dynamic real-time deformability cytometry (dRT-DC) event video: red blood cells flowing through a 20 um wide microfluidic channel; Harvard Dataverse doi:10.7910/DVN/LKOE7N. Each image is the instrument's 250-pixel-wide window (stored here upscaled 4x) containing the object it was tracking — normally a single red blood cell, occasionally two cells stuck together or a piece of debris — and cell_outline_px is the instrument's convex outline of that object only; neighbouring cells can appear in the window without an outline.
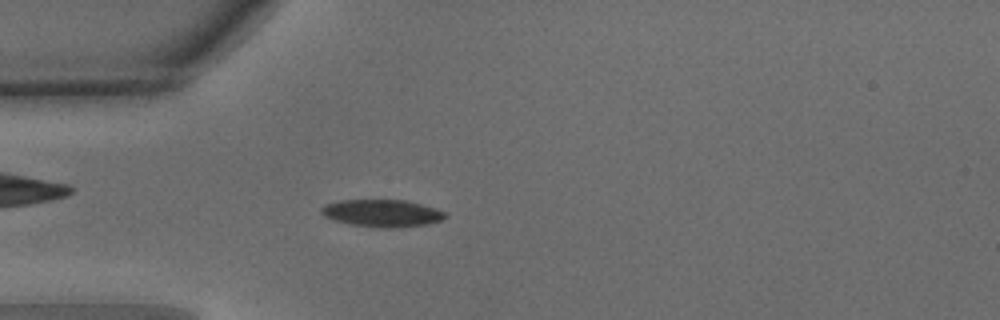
{"species": "common noctule bat (a hibernating species)", "species_latin": "Nyctalus noctula", "temperature_condition": "warm", "stored_images_in_passage": 49, "camera_frame_rate_fps": 3000, "um_per_image_px": 0.085, "animal": {"sex": "male", "body_mass_g": 15.6}, "frame": {"image": 1, "passage_image": 13, "time_ms": 4.0, "image_size_px": [1000, 320], "cell_outline_px": [[448, 216], [440, 220], [428, 224], [392, 228], [384, 228], [352, 224], [336, 220], [324, 216], [320, 212], [320, 208], [328, 204], [340, 200], [404, 200], [420, 204], [444, 212]], "centroid_in_image_um": [32.47, 18.12], "position_along_channel_um": 52.5, "area_um2": 19.31}}
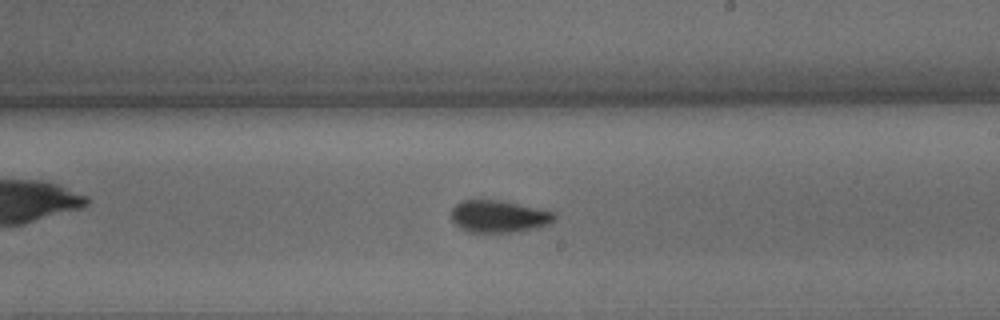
{"frame": {"image": 2, "passage_image": 28, "time_ms": 9.0, "image_size_px": [1000, 320], "cell_outline_px": [[556, 220], [548, 224], [536, 228], [520, 232], [468, 232], [460, 228], [452, 220], [452, 208], [456, 204], [464, 200], [500, 200], [556, 212]], "centroid_in_image_um": [42.43, 18.4], "position_along_channel_um": 246.6, "area_um2": 19.42}}
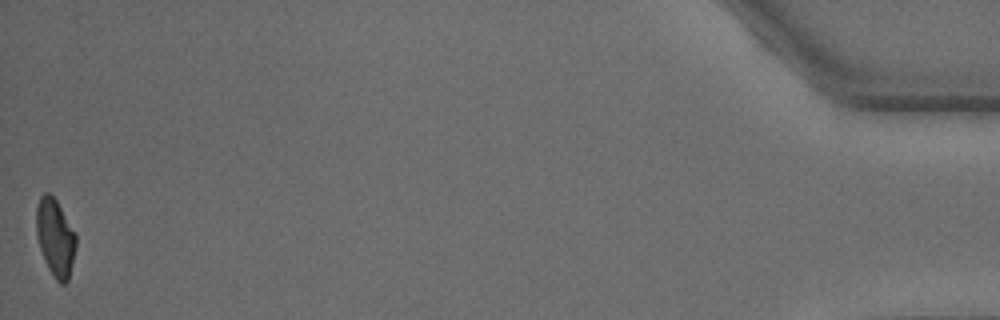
{"frame": {"image": 3, "passage_image": 49, "time_ms": 16.0, "image_size_px": [1000, 320], "cell_outline_px": [[76, 248], [68, 280], [64, 284], [60, 284], [56, 280], [48, 268], [44, 260], [36, 236], [36, 208], [40, 196], [44, 192], [48, 192], [56, 200], [76, 236]], "centroid_in_image_um": [4.68, 20.21], "position_along_channel_um": 430.5, "area_um2": 17.74}, "authors_computed_cell_mechanics": {"area_um2": 18.8428, "velocity_mm_per_s": 4.0227, "shape_relaxation_time_tau1_ms": 3.7189, "shape_relaxation_time_tau2_ms": 2.0187, "deformation_change_tau1": 0.1439, "deformation_change_tau2": 0.0767}}